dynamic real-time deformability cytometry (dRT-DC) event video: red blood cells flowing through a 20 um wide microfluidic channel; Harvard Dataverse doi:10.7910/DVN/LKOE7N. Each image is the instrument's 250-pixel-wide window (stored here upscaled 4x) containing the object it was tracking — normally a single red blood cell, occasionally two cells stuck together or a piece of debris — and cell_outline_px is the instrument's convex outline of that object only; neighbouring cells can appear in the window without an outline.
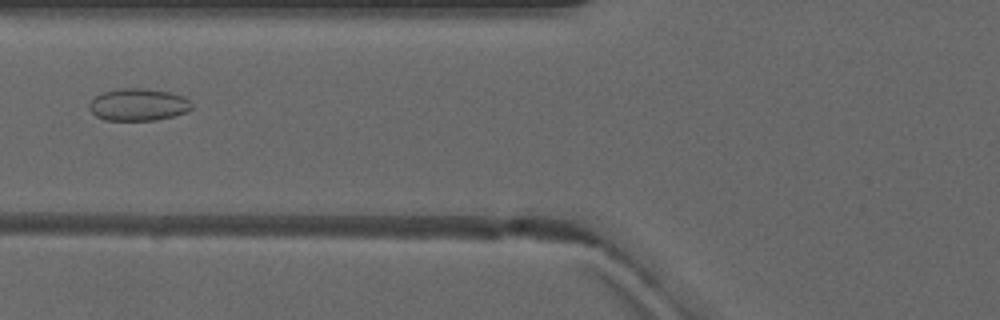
{"species": "common noctule bat (a hibernating species)", "species_latin": "Nyctalus noctula", "temperature_condition": "warm", "stored_images_in_passage": 3, "camera_frame_rate_fps": 3000, "um_per_image_px": 0.085, "animal": {"sex": "male", "forearm_length_mm": 52.5}, "frame": {"image": 1, "passage_image": 2, "time_ms": 1.333, "image_size_px": [1000, 320], "cell_outline_px": [[192, 108], [188, 112], [156, 120], [104, 120], [96, 116], [88, 108], [88, 104], [100, 92], [120, 88], [144, 88], [168, 92], [184, 96], [192, 104]], "centroid_in_image_um": [11.74, 8.89], "position_along_channel_um": 114.1, "area_um2": 19.36}}
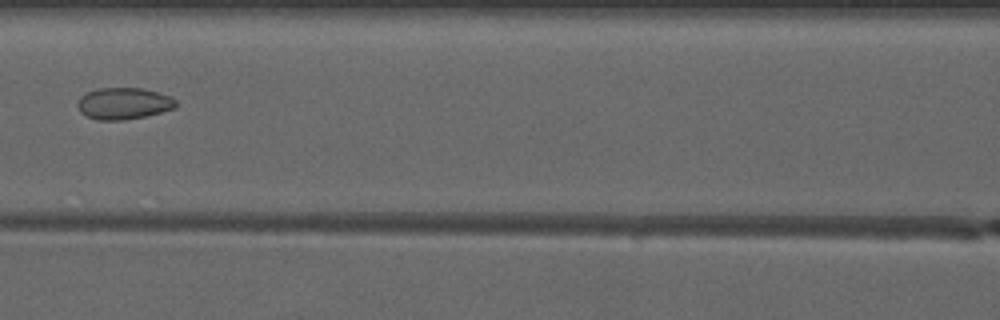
{"frame": {"image": 2, "passage_image": 3, "time_ms": 2.333, "image_size_px": [1000, 320], "cell_outline_px": [[176, 108], [144, 116], [124, 120], [96, 120], [80, 112], [76, 104], [80, 96], [88, 92], [100, 88], [140, 88], [156, 92], [168, 96], [176, 100]], "centroid_in_image_um": [10.47, 8.8], "position_along_channel_um": 156.1, "area_um2": 17.98}}